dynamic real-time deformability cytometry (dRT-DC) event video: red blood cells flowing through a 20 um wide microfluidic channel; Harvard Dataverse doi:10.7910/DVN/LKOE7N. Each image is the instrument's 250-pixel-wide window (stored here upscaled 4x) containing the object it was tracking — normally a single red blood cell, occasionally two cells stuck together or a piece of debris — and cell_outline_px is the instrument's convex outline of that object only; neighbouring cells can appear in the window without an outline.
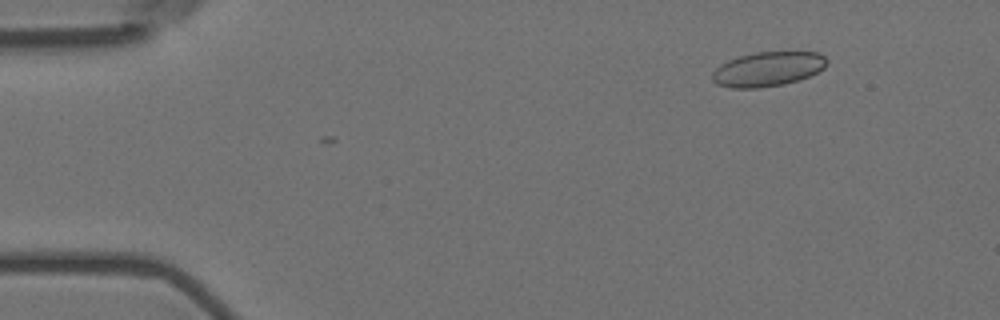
{"species": "Egyptian fruit bat (a non-hibernating species)", "species_latin": "Rousettus aegyptiacus", "temperature_condition": "room temperature", "stored_images_in_passage": 5, "camera_frame_rate_fps": 3000, "um_per_image_px": 0.085, "animal": {"sex": "female"}, "frame": {"image": 1, "passage_image": 1, "time_ms": 0.0, "image_size_px": [1000, 320], "cell_outline_px": [[828, 64], [824, 68], [800, 80], [780, 84], [756, 88], [732, 88], [716, 84], [712, 80], [712, 72], [720, 64], [728, 60], [740, 56], [756, 52], [820, 52], [828, 60]], "centroid_in_image_um": [65.26, 5.86], "position_along_channel_um": 19.7, "area_um2": 23.0}}
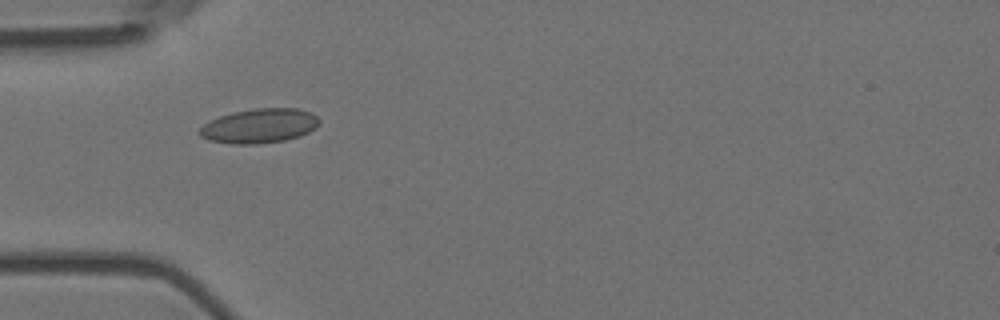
{"frame": {"image": 2, "passage_image": 4, "time_ms": 1.0, "image_size_px": [1000, 320], "cell_outline_px": [[320, 124], [316, 128], [300, 136], [284, 140], [256, 144], [232, 144], [208, 140], [200, 136], [196, 132], [208, 120], [232, 112], [256, 108], [296, 108], [312, 112], [320, 120]], "centroid_in_image_um": [22.03, 10.69], "position_along_channel_um": 63.0, "area_um2": 24.28}}
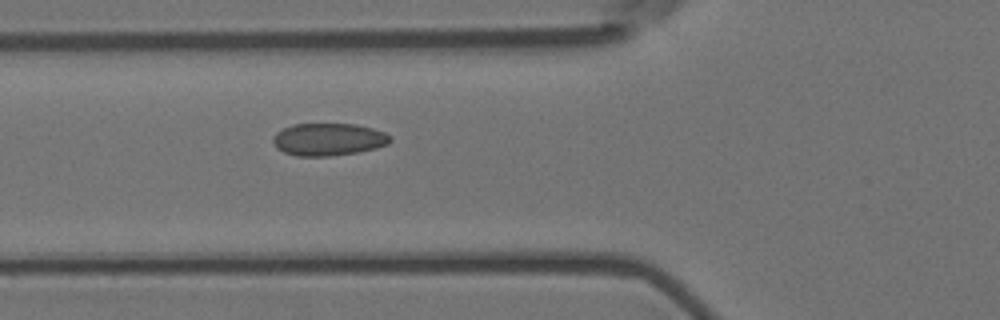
{"frame": {"image": 3, "passage_image": 5, "time_ms": 1.333, "image_size_px": [1000, 320], "cell_outline_px": [[392, 140], [388, 144], [376, 148], [356, 152], [328, 156], [296, 156], [284, 152], [276, 148], [272, 140], [272, 136], [276, 132], [292, 124], [356, 124], [372, 128], [384, 132], [392, 136]], "centroid_in_image_um": [27.91, 11.84], "position_along_channel_um": 97.9, "area_um2": 22.25}}